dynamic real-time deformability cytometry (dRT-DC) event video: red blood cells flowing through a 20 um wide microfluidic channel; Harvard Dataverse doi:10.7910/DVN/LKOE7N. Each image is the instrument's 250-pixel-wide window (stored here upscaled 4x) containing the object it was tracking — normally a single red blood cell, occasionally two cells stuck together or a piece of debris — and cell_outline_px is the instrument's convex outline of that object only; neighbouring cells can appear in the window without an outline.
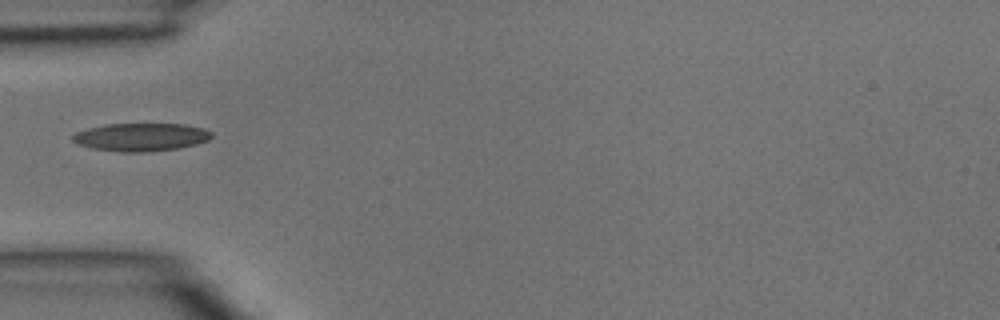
{"species": "common noctule bat (a hibernating species)", "species_latin": "Nyctalus noctula", "temperature_condition": "room temperature", "stored_images_in_passage": 4, "camera_frame_rate_fps": 3000, "um_per_image_px": 0.085, "animal": {"sex": "male", "body_mass_g": 15.6}, "frame": {"image": 1, "passage_image": 4, "time_ms": 1.0, "image_size_px": [1000, 320], "cell_outline_px": [[212, 136], [208, 140], [196, 144], [176, 148], [152, 152], [120, 152], [92, 148], [80, 144], [72, 140], [72, 136], [76, 132], [88, 128], [104, 124], [184, 124], [204, 128], [212, 132]], "centroid_in_image_um": [11.99, 11.65], "position_along_channel_um": 73.0, "area_um2": 22.66}}